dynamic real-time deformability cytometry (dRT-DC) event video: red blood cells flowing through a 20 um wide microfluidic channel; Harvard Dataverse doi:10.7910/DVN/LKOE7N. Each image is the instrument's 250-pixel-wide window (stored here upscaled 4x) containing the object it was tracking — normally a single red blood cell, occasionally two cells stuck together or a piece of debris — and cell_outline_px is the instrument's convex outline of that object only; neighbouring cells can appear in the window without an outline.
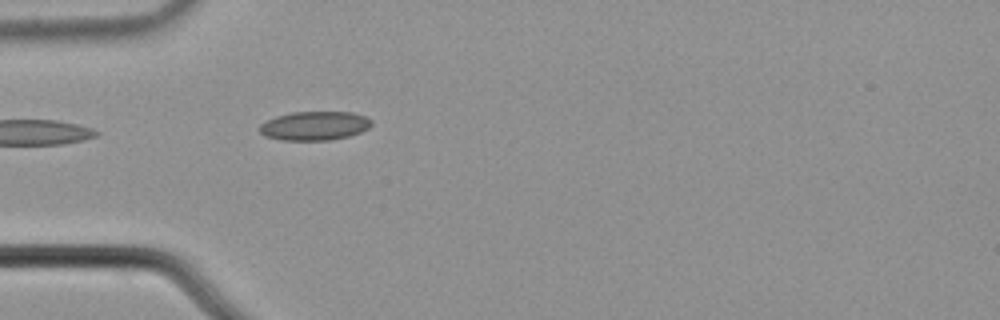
{"species": "common noctule bat (a hibernating species)", "species_latin": "Nyctalus noctula", "temperature_condition": "cold", "stored_images_in_passage": 1, "camera_frame_rate_fps": 3000, "um_per_image_px": 0.085, "animal": {"sex": "male", "body_mass_g": 21.5, "forearm_length_mm": 52.0}, "frame": {"image": 1, "passage_image": 1, "time_ms": 0.0, "image_size_px": [1000, 320], "cell_outline_px": [[372, 124], [368, 128], [360, 132], [348, 136], [328, 140], [280, 140], [264, 136], [260, 132], [260, 124], [276, 116], [292, 112], [352, 112], [364, 116], [372, 120]], "centroid_in_image_um": [26.73, 10.69], "position_along_channel_um": 58.3, "area_um2": 18.79}}